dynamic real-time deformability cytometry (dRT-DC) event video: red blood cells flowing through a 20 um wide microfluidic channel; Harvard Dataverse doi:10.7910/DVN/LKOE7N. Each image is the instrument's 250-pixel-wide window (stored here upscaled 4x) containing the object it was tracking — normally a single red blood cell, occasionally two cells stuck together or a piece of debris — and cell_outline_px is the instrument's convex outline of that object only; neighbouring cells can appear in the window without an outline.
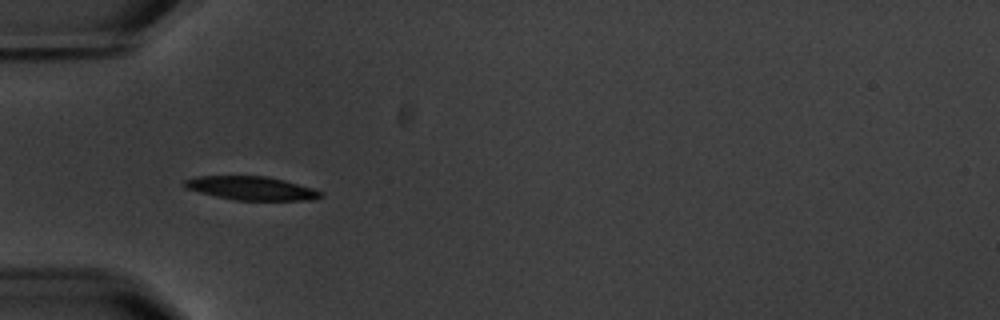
{"species": "common noctule bat (a hibernating species)", "species_latin": "Nyctalus noctula", "temperature_condition": "warm", "stored_images_in_passage": 5, "camera_frame_rate_fps": 3000, "um_per_image_px": 0.085, "animal": {"sex": "male", "body_mass_g": 20.1, "forearm_length_mm": 53.5}, "frame": {"image": 1, "passage_image": 4, "time_ms": 4.333, "image_size_px": [1000, 320], "cell_outline_px": [[324, 196], [308, 200], [236, 200], [216, 196], [184, 188], [184, 180], [200, 176], [268, 176], [284, 180], [312, 188], [324, 192]], "centroid_in_image_um": [21.39, 16.0], "position_along_channel_um": 63.6, "area_um2": 18.61}}